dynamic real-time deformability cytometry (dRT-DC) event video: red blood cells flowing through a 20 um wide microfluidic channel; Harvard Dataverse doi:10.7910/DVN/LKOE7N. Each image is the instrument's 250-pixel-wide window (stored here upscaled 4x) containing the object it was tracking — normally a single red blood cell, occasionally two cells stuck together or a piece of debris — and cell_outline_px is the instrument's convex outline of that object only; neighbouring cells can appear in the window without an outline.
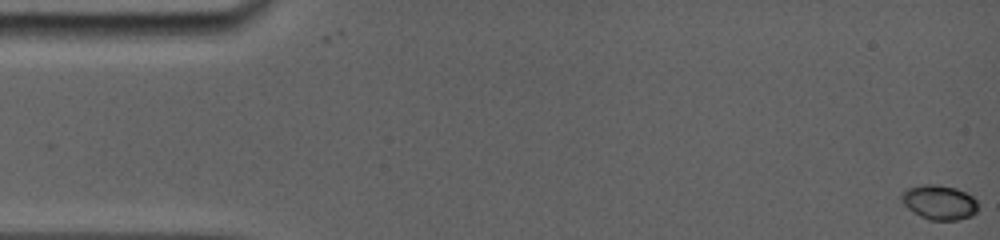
{"species": "common noctule bat (a hibernating species)", "species_latin": "Nyctalus noctula", "temperature_condition": "room temperature", "stored_images_in_passage": 60, "camera_frame_rate_fps": 5000, "um_per_image_px": 0.085, "animal": {"sex": "female", "body_mass_g": 19.0, "forearm_length_mm": 56.7}, "frame": {"image": 1, "passage_image": 1, "time_ms": 0.0, "image_size_px": [1000, 240], "cell_outline_px": [[976, 212], [972, 216], [956, 220], [928, 220], [920, 216], [908, 208], [900, 200], [900, 192], [904, 188], [924, 184], [936, 184], [956, 188], [972, 196], [976, 200]], "centroid_in_image_um": [79.78, 17.18], "position_along_channel_um": 5.2, "area_um2": 15.55}}
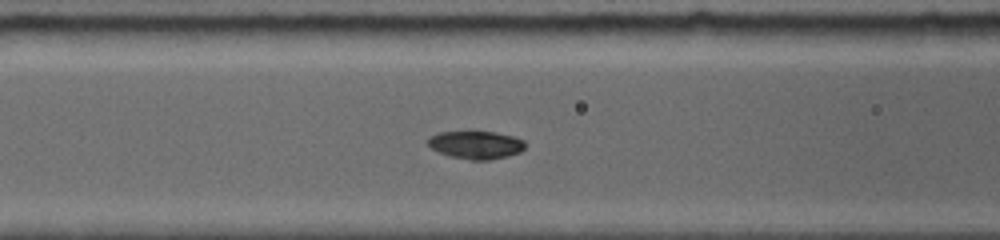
{"frame": {"image": 2, "passage_image": 32, "time_ms": 6.6, "image_size_px": [1000, 240], "cell_outline_px": [[524, 148], [520, 152], [508, 156], [492, 160], [472, 160], [452, 156], [440, 152], [432, 148], [428, 144], [428, 136], [440, 132], [496, 132], [512, 136], [524, 140]], "centroid_in_image_um": [40.47, 12.31], "position_along_channel_um": 126.1, "area_um2": 15.66}}
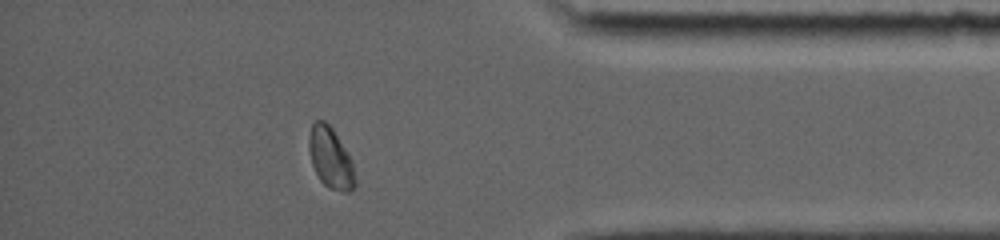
{"frame": {"image": 3, "passage_image": 56, "time_ms": 14.2, "image_size_px": [1000, 240], "cell_outline_px": [[356, 188], [348, 192], [344, 192], [328, 188], [320, 180], [312, 164], [308, 148], [308, 136], [312, 124], [316, 120], [324, 120], [332, 128], [348, 156], [352, 164], [356, 184]], "centroid_in_image_um": [28.07, 13.45], "position_along_channel_um": 407.1, "area_um2": 16.13}, "authors_computed_cell_mechanics": {"area_um2": 15.9239, "velocity_mm_per_s": 3.874, "shape_relaxation_time_tau1_ms": 3.1214, "shape_relaxation_time_tau2_ms": null, "deformation_change_tau1": 0.1127, "deformation_change_tau2": null}}